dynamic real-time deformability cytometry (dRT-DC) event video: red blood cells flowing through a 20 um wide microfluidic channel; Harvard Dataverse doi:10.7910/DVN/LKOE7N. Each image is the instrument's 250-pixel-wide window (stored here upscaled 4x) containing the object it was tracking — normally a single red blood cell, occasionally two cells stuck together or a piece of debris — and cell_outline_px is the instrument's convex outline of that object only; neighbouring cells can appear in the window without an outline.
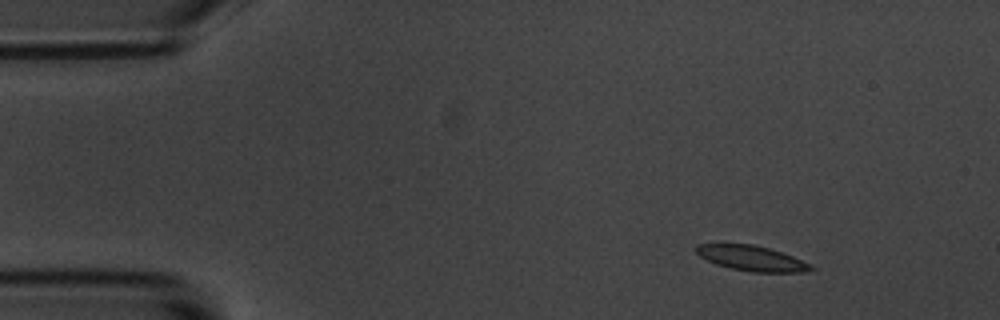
{"species": "common noctule bat (a hibernating species)", "species_latin": "Nyctalus noctula", "temperature_condition": "room temperature", "stored_images_in_passage": 10, "camera_frame_rate_fps": 3000, "um_per_image_px": 0.085, "animal": {"sex": "male", "body_mass_g": 20.1, "forearm_length_mm": 53.5}, "frame": {"image": 1, "passage_image": 1, "time_ms": 0.0, "image_size_px": [1000, 320], "cell_outline_px": [[816, 268], [804, 272], [752, 272], [732, 268], [716, 264], [700, 256], [696, 252], [696, 244], [720, 240], [752, 244], [768, 248], [792, 256], [812, 264]], "centroid_in_image_um": [63.8, 21.89], "position_along_channel_um": 21.2, "area_um2": 17.46}}
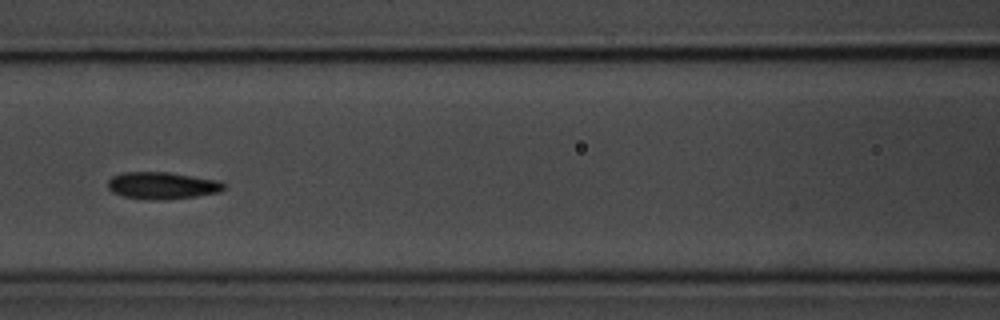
{"frame": {"image": 2, "passage_image": 6, "time_ms": 6.0, "image_size_px": [1000, 320], "cell_outline_px": [[228, 184], [220, 192], [196, 196], [164, 200], [148, 200], [124, 196], [112, 192], [108, 188], [108, 180], [112, 176], [124, 172], [168, 172], [220, 180]], "centroid_in_image_um": [13.82, 15.77], "position_along_channel_um": 152.8, "area_um2": 18.5}}
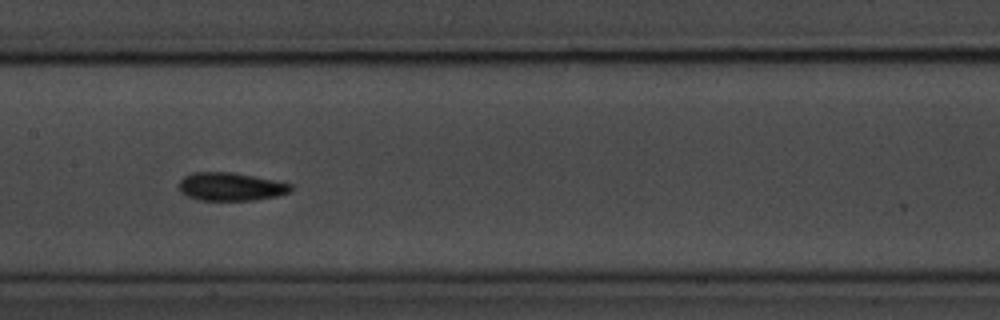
{"frame": {"image": 3, "passage_image": 7, "time_ms": 7.0, "image_size_px": [1000, 320], "cell_outline_px": [[292, 192], [276, 196], [252, 200], [196, 200], [180, 192], [180, 180], [184, 176], [192, 172], [232, 172], [292, 184]], "centroid_in_image_um": [19.59, 15.87], "position_along_channel_um": 187.8, "area_um2": 18.26}}